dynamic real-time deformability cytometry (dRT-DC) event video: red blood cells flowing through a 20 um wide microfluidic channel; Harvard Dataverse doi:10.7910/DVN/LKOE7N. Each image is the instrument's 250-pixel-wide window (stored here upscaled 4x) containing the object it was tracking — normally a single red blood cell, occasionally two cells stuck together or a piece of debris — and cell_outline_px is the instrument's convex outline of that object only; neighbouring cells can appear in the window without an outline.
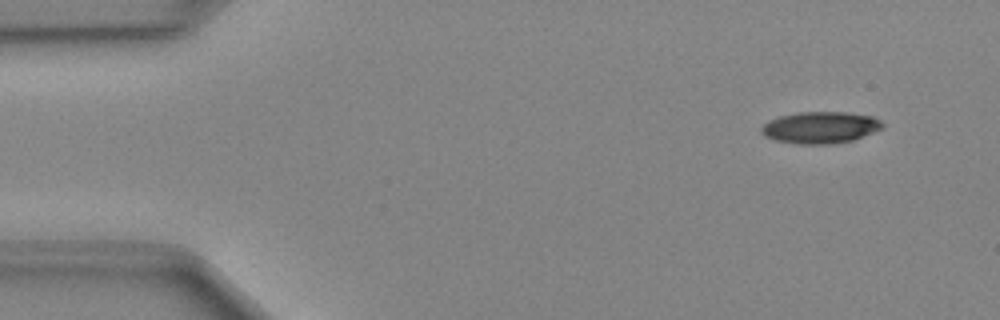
{"species": "Egyptian fruit bat (a non-hibernating species)", "species_latin": "Rousettus aegyptiacus", "temperature_condition": "cold", "stored_images_in_passage": 46, "camera_frame_rate_fps": 3000, "um_per_image_px": 0.085, "animal": {"sex": "female"}, "frame": {"image": 1, "passage_image": 1, "time_ms": 0.0, "image_size_px": [1000, 320], "cell_outline_px": [[884, 124], [880, 128], [872, 132], [852, 140], [828, 144], [800, 144], [776, 140], [764, 136], [760, 132], [760, 128], [768, 120], [780, 116], [796, 112], [848, 112], [872, 116], [880, 120]], "centroid_in_image_um": [69.68, 10.82], "position_along_channel_um": 15.3, "area_um2": 22.25}}
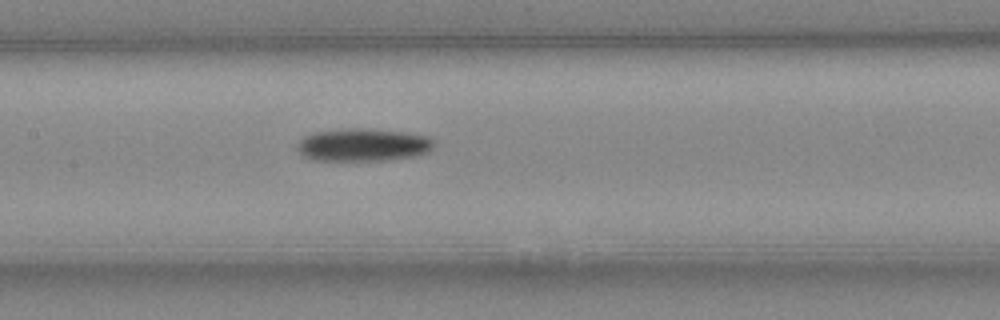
{"frame": {"image": 2, "passage_image": 20, "time_ms": 6.333, "image_size_px": [1000, 320], "cell_outline_px": [[432, 148], [428, 152], [416, 156], [388, 160], [312, 160], [300, 156], [296, 148], [296, 144], [304, 136], [312, 132], [348, 128], [364, 128], [408, 132], [428, 136], [432, 140]], "centroid_in_image_um": [30.81, 12.31], "position_along_channel_um": 176.6, "area_um2": 26.47}}
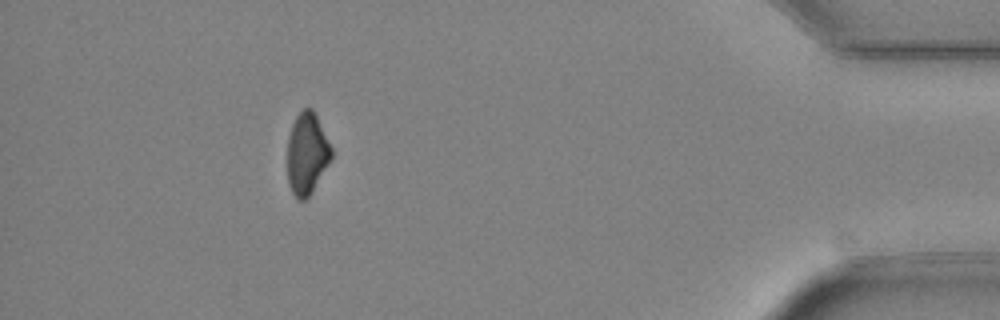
{"frame": {"image": 3, "passage_image": 41, "time_ms": 13.333, "image_size_px": [1000, 320], "cell_outline_px": [[332, 156], [328, 164], [312, 192], [304, 200], [300, 200], [292, 192], [288, 184], [288, 136], [292, 124], [296, 116], [304, 108], [312, 108], [332, 148]], "centroid_in_image_um": [26.08, 13.05], "position_along_channel_um": 409.1, "area_um2": 20.63}}